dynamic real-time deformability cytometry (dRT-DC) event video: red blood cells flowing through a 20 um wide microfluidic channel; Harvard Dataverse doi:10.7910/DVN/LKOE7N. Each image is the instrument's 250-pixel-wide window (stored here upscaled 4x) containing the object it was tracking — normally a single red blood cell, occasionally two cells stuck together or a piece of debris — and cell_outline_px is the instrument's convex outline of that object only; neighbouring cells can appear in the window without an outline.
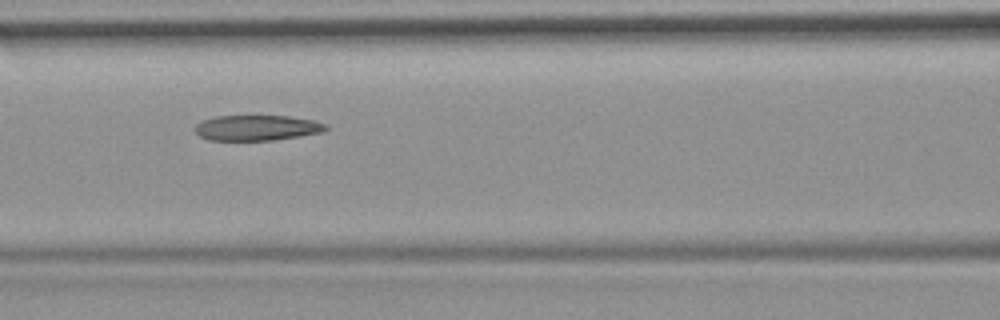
{"species": "common noctule bat (a hibernating species)", "species_latin": "Nyctalus noctula", "temperature_condition": "room temperature", "stored_images_in_passage": 43, "camera_frame_rate_fps": 3000, "um_per_image_px": 0.085, "animal": {"sex": "female", "body_mass_g": 19.9}, "frame": {"image": 1, "passage_image": 13, "time_ms": 4.0, "image_size_px": [1000, 320], "cell_outline_px": [[328, 128], [320, 132], [300, 136], [272, 140], [208, 140], [200, 136], [196, 132], [196, 124], [204, 120], [216, 116], [288, 116], [312, 120], [328, 124]], "centroid_in_image_um": [21.84, 10.86], "position_along_channel_um": 144.8, "area_um2": 19.19}, "authors_computed_cell_mechanics": {"area_um2": 20.7502, "velocity_mm_per_s": 3.7448, "shape_relaxation_time_tau1_ms": null, "shape_relaxation_time_tau2_ms": 2.9246, "deformation_change_tau1": null, "deformation_change_tau2": 0.1045}}